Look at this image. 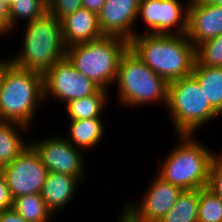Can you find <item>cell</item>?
<instances>
[{"label": "cell", "instance_id": "1", "mask_svg": "<svg viewBox=\"0 0 222 222\" xmlns=\"http://www.w3.org/2000/svg\"><path fill=\"white\" fill-rule=\"evenodd\" d=\"M129 48L168 83L191 75L196 61L195 46L187 34H138Z\"/></svg>", "mask_w": 222, "mask_h": 222}, {"label": "cell", "instance_id": "2", "mask_svg": "<svg viewBox=\"0 0 222 222\" xmlns=\"http://www.w3.org/2000/svg\"><path fill=\"white\" fill-rule=\"evenodd\" d=\"M44 104L43 75L19 68L5 58L0 88V121L16 122L30 129L37 110Z\"/></svg>", "mask_w": 222, "mask_h": 222}, {"label": "cell", "instance_id": "3", "mask_svg": "<svg viewBox=\"0 0 222 222\" xmlns=\"http://www.w3.org/2000/svg\"><path fill=\"white\" fill-rule=\"evenodd\" d=\"M175 137V148L163 163H158L156 174L182 190L207 187L211 162L219 152L208 149L195 135L177 134Z\"/></svg>", "mask_w": 222, "mask_h": 222}, {"label": "cell", "instance_id": "4", "mask_svg": "<svg viewBox=\"0 0 222 222\" xmlns=\"http://www.w3.org/2000/svg\"><path fill=\"white\" fill-rule=\"evenodd\" d=\"M22 48L10 61L19 68L44 75L65 57L61 22L46 11L41 17L24 24Z\"/></svg>", "mask_w": 222, "mask_h": 222}, {"label": "cell", "instance_id": "5", "mask_svg": "<svg viewBox=\"0 0 222 222\" xmlns=\"http://www.w3.org/2000/svg\"><path fill=\"white\" fill-rule=\"evenodd\" d=\"M117 97L128 108L156 103L167 105L168 82L150 69L130 48L121 57L117 77Z\"/></svg>", "mask_w": 222, "mask_h": 222}, {"label": "cell", "instance_id": "6", "mask_svg": "<svg viewBox=\"0 0 222 222\" xmlns=\"http://www.w3.org/2000/svg\"><path fill=\"white\" fill-rule=\"evenodd\" d=\"M129 48V41L116 36L77 44L66 48L65 57L81 74L100 88L110 91L115 83L121 57Z\"/></svg>", "mask_w": 222, "mask_h": 222}, {"label": "cell", "instance_id": "7", "mask_svg": "<svg viewBox=\"0 0 222 222\" xmlns=\"http://www.w3.org/2000/svg\"><path fill=\"white\" fill-rule=\"evenodd\" d=\"M165 110L172 122L175 135H196L203 125L217 120L218 116L221 117L192 75L168 83Z\"/></svg>", "mask_w": 222, "mask_h": 222}, {"label": "cell", "instance_id": "8", "mask_svg": "<svg viewBox=\"0 0 222 222\" xmlns=\"http://www.w3.org/2000/svg\"><path fill=\"white\" fill-rule=\"evenodd\" d=\"M153 176L143 200L126 201L120 209L118 217L124 222H158L176 203L183 190L164 181L156 173Z\"/></svg>", "mask_w": 222, "mask_h": 222}, {"label": "cell", "instance_id": "9", "mask_svg": "<svg viewBox=\"0 0 222 222\" xmlns=\"http://www.w3.org/2000/svg\"><path fill=\"white\" fill-rule=\"evenodd\" d=\"M189 3L190 0H140L136 20L142 19L147 28L138 34H187Z\"/></svg>", "mask_w": 222, "mask_h": 222}, {"label": "cell", "instance_id": "10", "mask_svg": "<svg viewBox=\"0 0 222 222\" xmlns=\"http://www.w3.org/2000/svg\"><path fill=\"white\" fill-rule=\"evenodd\" d=\"M47 136L29 140V144L38 153L48 172L68 174L79 178L83 183L88 173L83 156L84 151L68 142L64 135Z\"/></svg>", "mask_w": 222, "mask_h": 222}, {"label": "cell", "instance_id": "11", "mask_svg": "<svg viewBox=\"0 0 222 222\" xmlns=\"http://www.w3.org/2000/svg\"><path fill=\"white\" fill-rule=\"evenodd\" d=\"M43 87L45 104L49 99H54V102H64V107L71 100L95 94L100 89L92 80L79 73L66 57L43 75Z\"/></svg>", "mask_w": 222, "mask_h": 222}, {"label": "cell", "instance_id": "12", "mask_svg": "<svg viewBox=\"0 0 222 222\" xmlns=\"http://www.w3.org/2000/svg\"><path fill=\"white\" fill-rule=\"evenodd\" d=\"M6 178L11 198L41 194L48 170L29 144L10 164L0 170Z\"/></svg>", "mask_w": 222, "mask_h": 222}, {"label": "cell", "instance_id": "13", "mask_svg": "<svg viewBox=\"0 0 222 222\" xmlns=\"http://www.w3.org/2000/svg\"><path fill=\"white\" fill-rule=\"evenodd\" d=\"M140 0H106L98 13V23L104 36H116L130 41L138 35L136 18ZM137 31V32H136Z\"/></svg>", "mask_w": 222, "mask_h": 222}, {"label": "cell", "instance_id": "14", "mask_svg": "<svg viewBox=\"0 0 222 222\" xmlns=\"http://www.w3.org/2000/svg\"><path fill=\"white\" fill-rule=\"evenodd\" d=\"M222 34V6L190 0L188 7V40L196 47Z\"/></svg>", "mask_w": 222, "mask_h": 222}, {"label": "cell", "instance_id": "15", "mask_svg": "<svg viewBox=\"0 0 222 222\" xmlns=\"http://www.w3.org/2000/svg\"><path fill=\"white\" fill-rule=\"evenodd\" d=\"M62 38L66 48L95 41L104 37L98 23V14L80 8L61 21Z\"/></svg>", "mask_w": 222, "mask_h": 222}, {"label": "cell", "instance_id": "16", "mask_svg": "<svg viewBox=\"0 0 222 222\" xmlns=\"http://www.w3.org/2000/svg\"><path fill=\"white\" fill-rule=\"evenodd\" d=\"M81 182L79 178L68 174L48 172L41 196L54 216L73 201Z\"/></svg>", "mask_w": 222, "mask_h": 222}, {"label": "cell", "instance_id": "17", "mask_svg": "<svg viewBox=\"0 0 222 222\" xmlns=\"http://www.w3.org/2000/svg\"><path fill=\"white\" fill-rule=\"evenodd\" d=\"M103 118L68 120V132L64 135L66 140L76 148L85 152L102 142L105 137V122Z\"/></svg>", "mask_w": 222, "mask_h": 222}, {"label": "cell", "instance_id": "18", "mask_svg": "<svg viewBox=\"0 0 222 222\" xmlns=\"http://www.w3.org/2000/svg\"><path fill=\"white\" fill-rule=\"evenodd\" d=\"M28 131L29 128L22 124L0 121V170L29 145V140L25 142L24 139Z\"/></svg>", "mask_w": 222, "mask_h": 222}, {"label": "cell", "instance_id": "19", "mask_svg": "<svg viewBox=\"0 0 222 222\" xmlns=\"http://www.w3.org/2000/svg\"><path fill=\"white\" fill-rule=\"evenodd\" d=\"M108 90L100 88L95 94L74 99L65 106L68 120L103 118L107 103L111 101ZM109 100V101H108ZM107 105V106H106Z\"/></svg>", "mask_w": 222, "mask_h": 222}, {"label": "cell", "instance_id": "20", "mask_svg": "<svg viewBox=\"0 0 222 222\" xmlns=\"http://www.w3.org/2000/svg\"><path fill=\"white\" fill-rule=\"evenodd\" d=\"M191 75L198 81L211 106L222 116V67L194 63Z\"/></svg>", "mask_w": 222, "mask_h": 222}, {"label": "cell", "instance_id": "21", "mask_svg": "<svg viewBox=\"0 0 222 222\" xmlns=\"http://www.w3.org/2000/svg\"><path fill=\"white\" fill-rule=\"evenodd\" d=\"M12 209L28 222H52L55 217L41 194H28L12 201Z\"/></svg>", "mask_w": 222, "mask_h": 222}, {"label": "cell", "instance_id": "22", "mask_svg": "<svg viewBox=\"0 0 222 222\" xmlns=\"http://www.w3.org/2000/svg\"><path fill=\"white\" fill-rule=\"evenodd\" d=\"M199 189L183 190L172 209L158 222H198Z\"/></svg>", "mask_w": 222, "mask_h": 222}, {"label": "cell", "instance_id": "23", "mask_svg": "<svg viewBox=\"0 0 222 222\" xmlns=\"http://www.w3.org/2000/svg\"><path fill=\"white\" fill-rule=\"evenodd\" d=\"M47 11V0H16L9 7L10 35L23 23H30L41 17ZM25 20V21H23Z\"/></svg>", "mask_w": 222, "mask_h": 222}, {"label": "cell", "instance_id": "24", "mask_svg": "<svg viewBox=\"0 0 222 222\" xmlns=\"http://www.w3.org/2000/svg\"><path fill=\"white\" fill-rule=\"evenodd\" d=\"M198 222H222V200L207 187L199 189Z\"/></svg>", "mask_w": 222, "mask_h": 222}, {"label": "cell", "instance_id": "25", "mask_svg": "<svg viewBox=\"0 0 222 222\" xmlns=\"http://www.w3.org/2000/svg\"><path fill=\"white\" fill-rule=\"evenodd\" d=\"M196 63L207 67H222V34L195 47Z\"/></svg>", "mask_w": 222, "mask_h": 222}, {"label": "cell", "instance_id": "26", "mask_svg": "<svg viewBox=\"0 0 222 222\" xmlns=\"http://www.w3.org/2000/svg\"><path fill=\"white\" fill-rule=\"evenodd\" d=\"M82 7V0H47V11L59 21Z\"/></svg>", "mask_w": 222, "mask_h": 222}, {"label": "cell", "instance_id": "27", "mask_svg": "<svg viewBox=\"0 0 222 222\" xmlns=\"http://www.w3.org/2000/svg\"><path fill=\"white\" fill-rule=\"evenodd\" d=\"M207 188L222 200V151L211 162Z\"/></svg>", "mask_w": 222, "mask_h": 222}, {"label": "cell", "instance_id": "28", "mask_svg": "<svg viewBox=\"0 0 222 222\" xmlns=\"http://www.w3.org/2000/svg\"><path fill=\"white\" fill-rule=\"evenodd\" d=\"M12 201L6 178L0 171V212L12 208Z\"/></svg>", "mask_w": 222, "mask_h": 222}, {"label": "cell", "instance_id": "29", "mask_svg": "<svg viewBox=\"0 0 222 222\" xmlns=\"http://www.w3.org/2000/svg\"><path fill=\"white\" fill-rule=\"evenodd\" d=\"M10 34L9 6L0 0V36Z\"/></svg>", "mask_w": 222, "mask_h": 222}, {"label": "cell", "instance_id": "30", "mask_svg": "<svg viewBox=\"0 0 222 222\" xmlns=\"http://www.w3.org/2000/svg\"><path fill=\"white\" fill-rule=\"evenodd\" d=\"M0 222H28L12 208L0 212Z\"/></svg>", "mask_w": 222, "mask_h": 222}, {"label": "cell", "instance_id": "31", "mask_svg": "<svg viewBox=\"0 0 222 222\" xmlns=\"http://www.w3.org/2000/svg\"><path fill=\"white\" fill-rule=\"evenodd\" d=\"M105 2L106 0H82V6L98 14Z\"/></svg>", "mask_w": 222, "mask_h": 222}, {"label": "cell", "instance_id": "32", "mask_svg": "<svg viewBox=\"0 0 222 222\" xmlns=\"http://www.w3.org/2000/svg\"><path fill=\"white\" fill-rule=\"evenodd\" d=\"M3 74H4V57L0 58V88H1V84H2Z\"/></svg>", "mask_w": 222, "mask_h": 222}, {"label": "cell", "instance_id": "33", "mask_svg": "<svg viewBox=\"0 0 222 222\" xmlns=\"http://www.w3.org/2000/svg\"><path fill=\"white\" fill-rule=\"evenodd\" d=\"M203 3L222 6V0H201Z\"/></svg>", "mask_w": 222, "mask_h": 222}, {"label": "cell", "instance_id": "34", "mask_svg": "<svg viewBox=\"0 0 222 222\" xmlns=\"http://www.w3.org/2000/svg\"><path fill=\"white\" fill-rule=\"evenodd\" d=\"M1 1L10 7L16 0H1Z\"/></svg>", "mask_w": 222, "mask_h": 222}, {"label": "cell", "instance_id": "35", "mask_svg": "<svg viewBox=\"0 0 222 222\" xmlns=\"http://www.w3.org/2000/svg\"><path fill=\"white\" fill-rule=\"evenodd\" d=\"M117 222H124L121 218H119L118 216H117Z\"/></svg>", "mask_w": 222, "mask_h": 222}]
</instances>
